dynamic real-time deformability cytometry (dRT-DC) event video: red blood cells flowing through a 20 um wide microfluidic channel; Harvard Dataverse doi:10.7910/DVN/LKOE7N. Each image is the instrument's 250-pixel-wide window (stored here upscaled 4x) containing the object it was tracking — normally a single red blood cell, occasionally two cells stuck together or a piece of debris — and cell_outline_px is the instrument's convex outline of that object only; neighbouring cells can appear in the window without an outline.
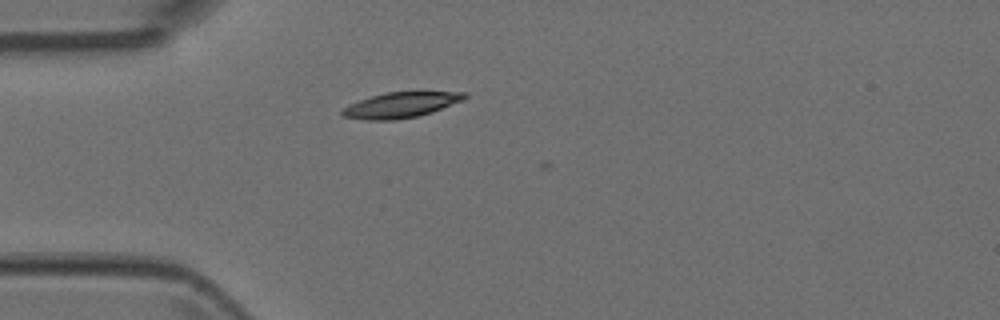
{"species": "Egyptian fruit bat (a non-hibernating species)", "species_latin": "Rousettus aegyptiacus", "temperature_condition": "room temperature", "stored_images_in_passage": 4, "camera_frame_rate_fps": 3000, "um_per_image_px": 0.085, "animal": {"sex": "female"}, "frame": {"image": 1, "passage_image": 3, "time_ms": 0.667, "image_size_px": [1000, 320], "cell_outline_px": [[468, 96], [464, 100], [432, 112], [416, 116], [396, 120], [368, 120], [340, 116], [340, 112], [344, 108], [360, 100], [372, 96], [388, 92], [420, 88], [468, 92]], "centroid_in_image_um": [34.22, 8.85], "position_along_channel_um": 50.8, "area_um2": 19.13}}